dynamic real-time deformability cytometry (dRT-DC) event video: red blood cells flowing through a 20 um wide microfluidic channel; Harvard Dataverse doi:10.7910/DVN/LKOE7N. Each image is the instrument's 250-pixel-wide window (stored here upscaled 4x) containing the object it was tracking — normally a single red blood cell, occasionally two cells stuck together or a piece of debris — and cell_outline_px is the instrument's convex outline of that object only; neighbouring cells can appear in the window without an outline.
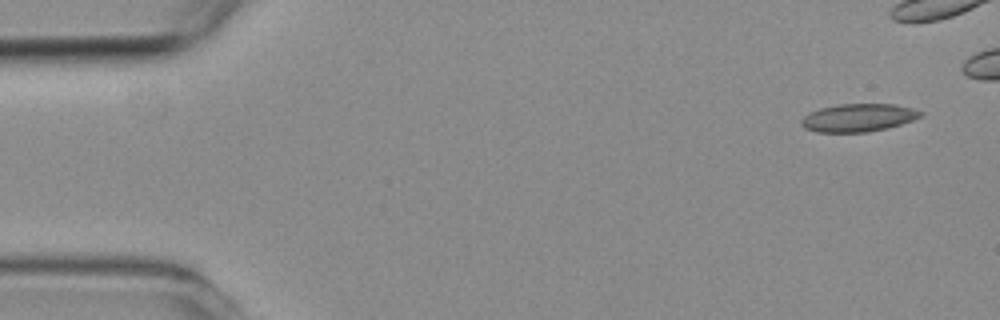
{"species": "common noctule bat (a hibernating species)", "species_latin": "Nyctalus noctula", "temperature_condition": "room temperature", "stored_images_in_passage": 4, "camera_frame_rate_fps": 3000, "um_per_image_px": 0.085, "animal": {"sex": "female", "body_mass_g": 19.3, "forearm_length_mm": 54.1}, "frame": {"image": 1, "passage_image": 1, "time_ms": 0.0, "image_size_px": [1000, 320], "cell_outline_px": [[924, 116], [888, 128], [868, 132], [816, 132], [804, 128], [800, 124], [800, 120], [804, 116], [820, 108], [840, 104], [892, 104], [912, 108], [924, 112]], "centroid_in_image_um": [72.97, 10.01], "position_along_channel_um": 12.0, "area_um2": 19.42}}